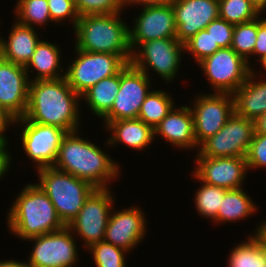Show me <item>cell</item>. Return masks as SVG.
Masks as SVG:
<instances>
[{"instance_id":"1","label":"cell","mask_w":266,"mask_h":267,"mask_svg":"<svg viewBox=\"0 0 266 267\" xmlns=\"http://www.w3.org/2000/svg\"><path fill=\"white\" fill-rule=\"evenodd\" d=\"M80 101L81 97L70 87L65 77L32 80L24 117L35 123L73 132L80 127Z\"/></svg>"},{"instance_id":"2","label":"cell","mask_w":266,"mask_h":267,"mask_svg":"<svg viewBox=\"0 0 266 267\" xmlns=\"http://www.w3.org/2000/svg\"><path fill=\"white\" fill-rule=\"evenodd\" d=\"M78 132H68L64 136L53 167L95 188H110V182L121 175L119 163L90 140L78 136Z\"/></svg>"},{"instance_id":"3","label":"cell","mask_w":266,"mask_h":267,"mask_svg":"<svg viewBox=\"0 0 266 267\" xmlns=\"http://www.w3.org/2000/svg\"><path fill=\"white\" fill-rule=\"evenodd\" d=\"M15 198L7 213L8 231L23 241L66 226L49 197L36 183L27 184Z\"/></svg>"},{"instance_id":"4","label":"cell","mask_w":266,"mask_h":267,"mask_svg":"<svg viewBox=\"0 0 266 267\" xmlns=\"http://www.w3.org/2000/svg\"><path fill=\"white\" fill-rule=\"evenodd\" d=\"M122 13L81 16L73 28L75 48L89 52L132 55L129 27L121 19Z\"/></svg>"},{"instance_id":"5","label":"cell","mask_w":266,"mask_h":267,"mask_svg":"<svg viewBox=\"0 0 266 267\" xmlns=\"http://www.w3.org/2000/svg\"><path fill=\"white\" fill-rule=\"evenodd\" d=\"M37 175L39 183L36 184L49 197L66 226L77 216L86 199L96 189L89 182L53 166L38 169Z\"/></svg>"},{"instance_id":"6","label":"cell","mask_w":266,"mask_h":267,"mask_svg":"<svg viewBox=\"0 0 266 267\" xmlns=\"http://www.w3.org/2000/svg\"><path fill=\"white\" fill-rule=\"evenodd\" d=\"M74 51L77 58L67 66L65 79L80 97L102 79L119 74L132 58V55L89 52L76 48Z\"/></svg>"},{"instance_id":"7","label":"cell","mask_w":266,"mask_h":267,"mask_svg":"<svg viewBox=\"0 0 266 267\" xmlns=\"http://www.w3.org/2000/svg\"><path fill=\"white\" fill-rule=\"evenodd\" d=\"M185 46L176 38L156 39L142 42L132 52L130 63L143 71L149 78V68L166 83L174 80L182 65V55Z\"/></svg>"},{"instance_id":"8","label":"cell","mask_w":266,"mask_h":267,"mask_svg":"<svg viewBox=\"0 0 266 267\" xmlns=\"http://www.w3.org/2000/svg\"><path fill=\"white\" fill-rule=\"evenodd\" d=\"M110 188H96L86 199L77 216L67 225L73 234L81 237L83 247L104 241L105 230L111 210L114 206V196Z\"/></svg>"},{"instance_id":"9","label":"cell","mask_w":266,"mask_h":267,"mask_svg":"<svg viewBox=\"0 0 266 267\" xmlns=\"http://www.w3.org/2000/svg\"><path fill=\"white\" fill-rule=\"evenodd\" d=\"M213 93L233 94L247 80L253 65L233 51L231 47L220 48L198 63Z\"/></svg>"},{"instance_id":"10","label":"cell","mask_w":266,"mask_h":267,"mask_svg":"<svg viewBox=\"0 0 266 267\" xmlns=\"http://www.w3.org/2000/svg\"><path fill=\"white\" fill-rule=\"evenodd\" d=\"M255 134L253 120L234 114L213 136L200 145L198 154L202 157H242L245 158Z\"/></svg>"},{"instance_id":"11","label":"cell","mask_w":266,"mask_h":267,"mask_svg":"<svg viewBox=\"0 0 266 267\" xmlns=\"http://www.w3.org/2000/svg\"><path fill=\"white\" fill-rule=\"evenodd\" d=\"M74 236V237H73ZM68 226L29 238L34 242L28 259L30 267H74L79 261L76 238Z\"/></svg>"},{"instance_id":"12","label":"cell","mask_w":266,"mask_h":267,"mask_svg":"<svg viewBox=\"0 0 266 267\" xmlns=\"http://www.w3.org/2000/svg\"><path fill=\"white\" fill-rule=\"evenodd\" d=\"M14 124L22 127L21 145L25 155L36 164L35 169L52 167L68 132L55 126L29 121L25 117L14 120Z\"/></svg>"},{"instance_id":"13","label":"cell","mask_w":266,"mask_h":267,"mask_svg":"<svg viewBox=\"0 0 266 267\" xmlns=\"http://www.w3.org/2000/svg\"><path fill=\"white\" fill-rule=\"evenodd\" d=\"M151 80L131 63L120 72V88L111 110L102 118L104 127L111 121L137 119L142 103L151 91Z\"/></svg>"},{"instance_id":"14","label":"cell","mask_w":266,"mask_h":267,"mask_svg":"<svg viewBox=\"0 0 266 267\" xmlns=\"http://www.w3.org/2000/svg\"><path fill=\"white\" fill-rule=\"evenodd\" d=\"M189 106L194 124V135L199 146L215 135L234 114V98L228 93L197 95Z\"/></svg>"},{"instance_id":"15","label":"cell","mask_w":266,"mask_h":267,"mask_svg":"<svg viewBox=\"0 0 266 267\" xmlns=\"http://www.w3.org/2000/svg\"><path fill=\"white\" fill-rule=\"evenodd\" d=\"M195 179L227 190L242 188L248 164L242 157H202L196 152Z\"/></svg>"},{"instance_id":"16","label":"cell","mask_w":266,"mask_h":267,"mask_svg":"<svg viewBox=\"0 0 266 267\" xmlns=\"http://www.w3.org/2000/svg\"><path fill=\"white\" fill-rule=\"evenodd\" d=\"M129 26V42L132 52L142 43L156 39L176 38L175 13L171 3L144 6Z\"/></svg>"},{"instance_id":"17","label":"cell","mask_w":266,"mask_h":267,"mask_svg":"<svg viewBox=\"0 0 266 267\" xmlns=\"http://www.w3.org/2000/svg\"><path fill=\"white\" fill-rule=\"evenodd\" d=\"M117 211L114 207L111 210L104 241L129 253L145 238L147 219L145 212L135 205Z\"/></svg>"},{"instance_id":"18","label":"cell","mask_w":266,"mask_h":267,"mask_svg":"<svg viewBox=\"0 0 266 267\" xmlns=\"http://www.w3.org/2000/svg\"><path fill=\"white\" fill-rule=\"evenodd\" d=\"M30 81L25 67L0 58V106L13 120L25 115Z\"/></svg>"},{"instance_id":"19","label":"cell","mask_w":266,"mask_h":267,"mask_svg":"<svg viewBox=\"0 0 266 267\" xmlns=\"http://www.w3.org/2000/svg\"><path fill=\"white\" fill-rule=\"evenodd\" d=\"M176 39L185 44L213 20L219 18L218 0H172Z\"/></svg>"},{"instance_id":"20","label":"cell","mask_w":266,"mask_h":267,"mask_svg":"<svg viewBox=\"0 0 266 267\" xmlns=\"http://www.w3.org/2000/svg\"><path fill=\"white\" fill-rule=\"evenodd\" d=\"M161 136L169 144L180 149L199 148L194 135L192 112L187 105L173 107L155 127L154 137Z\"/></svg>"},{"instance_id":"21","label":"cell","mask_w":266,"mask_h":267,"mask_svg":"<svg viewBox=\"0 0 266 267\" xmlns=\"http://www.w3.org/2000/svg\"><path fill=\"white\" fill-rule=\"evenodd\" d=\"M263 74L257 75L252 68L244 84L232 94L237 115L254 121L266 112V78ZM256 75L262 76L258 79Z\"/></svg>"},{"instance_id":"22","label":"cell","mask_w":266,"mask_h":267,"mask_svg":"<svg viewBox=\"0 0 266 267\" xmlns=\"http://www.w3.org/2000/svg\"><path fill=\"white\" fill-rule=\"evenodd\" d=\"M35 28L19 23L15 20L12 29L5 40L2 37V58L17 65L26 67L35 52L36 45L42 35L37 34Z\"/></svg>"},{"instance_id":"23","label":"cell","mask_w":266,"mask_h":267,"mask_svg":"<svg viewBox=\"0 0 266 267\" xmlns=\"http://www.w3.org/2000/svg\"><path fill=\"white\" fill-rule=\"evenodd\" d=\"M111 137L106 140L107 146L121 143L133 150L146 149L154 141V129L140 119H121L111 121L106 127Z\"/></svg>"},{"instance_id":"24","label":"cell","mask_w":266,"mask_h":267,"mask_svg":"<svg viewBox=\"0 0 266 267\" xmlns=\"http://www.w3.org/2000/svg\"><path fill=\"white\" fill-rule=\"evenodd\" d=\"M61 46L59 44L50 43L48 41L40 40L36 45L35 52L32 55L31 60L25 67L30 77L29 72H33L35 69L36 74L32 80H48L59 79L65 77V69L61 67ZM31 67V69H30ZM30 69V71H29ZM63 71V72H62Z\"/></svg>"},{"instance_id":"25","label":"cell","mask_w":266,"mask_h":267,"mask_svg":"<svg viewBox=\"0 0 266 267\" xmlns=\"http://www.w3.org/2000/svg\"><path fill=\"white\" fill-rule=\"evenodd\" d=\"M120 88V73L102 79L88 89L81 99L85 100L89 110L98 118H103L113 106L115 97Z\"/></svg>"},{"instance_id":"26","label":"cell","mask_w":266,"mask_h":267,"mask_svg":"<svg viewBox=\"0 0 266 267\" xmlns=\"http://www.w3.org/2000/svg\"><path fill=\"white\" fill-rule=\"evenodd\" d=\"M257 206L243 188L227 190L218 209L216 223L238 222L256 213Z\"/></svg>"},{"instance_id":"27","label":"cell","mask_w":266,"mask_h":267,"mask_svg":"<svg viewBox=\"0 0 266 267\" xmlns=\"http://www.w3.org/2000/svg\"><path fill=\"white\" fill-rule=\"evenodd\" d=\"M174 106L171 94L164 90L153 89L142 103L138 119L155 129Z\"/></svg>"},{"instance_id":"28","label":"cell","mask_w":266,"mask_h":267,"mask_svg":"<svg viewBox=\"0 0 266 267\" xmlns=\"http://www.w3.org/2000/svg\"><path fill=\"white\" fill-rule=\"evenodd\" d=\"M228 260V267H266L263 245L255 234L234 246Z\"/></svg>"},{"instance_id":"29","label":"cell","mask_w":266,"mask_h":267,"mask_svg":"<svg viewBox=\"0 0 266 267\" xmlns=\"http://www.w3.org/2000/svg\"><path fill=\"white\" fill-rule=\"evenodd\" d=\"M14 9L15 20L32 28L52 22L47 0H17Z\"/></svg>"},{"instance_id":"30","label":"cell","mask_w":266,"mask_h":267,"mask_svg":"<svg viewBox=\"0 0 266 267\" xmlns=\"http://www.w3.org/2000/svg\"><path fill=\"white\" fill-rule=\"evenodd\" d=\"M200 183L202 185L199 187L196 194H194L195 207L199 215L207 219L210 218L209 220L216 223L218 209L227 189L208 185L201 181Z\"/></svg>"},{"instance_id":"31","label":"cell","mask_w":266,"mask_h":267,"mask_svg":"<svg viewBox=\"0 0 266 267\" xmlns=\"http://www.w3.org/2000/svg\"><path fill=\"white\" fill-rule=\"evenodd\" d=\"M257 33L258 17L252 21L236 24L234 26L231 48L245 59L249 66L251 65L249 60L256 44Z\"/></svg>"},{"instance_id":"32","label":"cell","mask_w":266,"mask_h":267,"mask_svg":"<svg viewBox=\"0 0 266 267\" xmlns=\"http://www.w3.org/2000/svg\"><path fill=\"white\" fill-rule=\"evenodd\" d=\"M219 18L233 25L252 21L260 16L248 0H218Z\"/></svg>"},{"instance_id":"33","label":"cell","mask_w":266,"mask_h":267,"mask_svg":"<svg viewBox=\"0 0 266 267\" xmlns=\"http://www.w3.org/2000/svg\"><path fill=\"white\" fill-rule=\"evenodd\" d=\"M92 255L96 267H126L127 251L111 243L100 241L87 248Z\"/></svg>"},{"instance_id":"34","label":"cell","mask_w":266,"mask_h":267,"mask_svg":"<svg viewBox=\"0 0 266 267\" xmlns=\"http://www.w3.org/2000/svg\"><path fill=\"white\" fill-rule=\"evenodd\" d=\"M184 46L185 52L191 54L197 64L220 49L206 29L199 31Z\"/></svg>"},{"instance_id":"35","label":"cell","mask_w":266,"mask_h":267,"mask_svg":"<svg viewBox=\"0 0 266 267\" xmlns=\"http://www.w3.org/2000/svg\"><path fill=\"white\" fill-rule=\"evenodd\" d=\"M79 16L123 12L122 0H74Z\"/></svg>"},{"instance_id":"36","label":"cell","mask_w":266,"mask_h":267,"mask_svg":"<svg viewBox=\"0 0 266 267\" xmlns=\"http://www.w3.org/2000/svg\"><path fill=\"white\" fill-rule=\"evenodd\" d=\"M47 3L53 24L63 23L62 21L69 19L73 28L75 27L80 16L74 0H47Z\"/></svg>"},{"instance_id":"37","label":"cell","mask_w":266,"mask_h":267,"mask_svg":"<svg viewBox=\"0 0 266 267\" xmlns=\"http://www.w3.org/2000/svg\"><path fill=\"white\" fill-rule=\"evenodd\" d=\"M234 26L224 19L217 18L210 22L205 29L211 35L214 44L220 48H228L232 45Z\"/></svg>"},{"instance_id":"38","label":"cell","mask_w":266,"mask_h":267,"mask_svg":"<svg viewBox=\"0 0 266 267\" xmlns=\"http://www.w3.org/2000/svg\"><path fill=\"white\" fill-rule=\"evenodd\" d=\"M245 160L248 164V170L266 168V135L254 134Z\"/></svg>"},{"instance_id":"39","label":"cell","mask_w":266,"mask_h":267,"mask_svg":"<svg viewBox=\"0 0 266 267\" xmlns=\"http://www.w3.org/2000/svg\"><path fill=\"white\" fill-rule=\"evenodd\" d=\"M257 56L258 60H261L266 56V17H258V33L257 40L253 50L252 56Z\"/></svg>"},{"instance_id":"40","label":"cell","mask_w":266,"mask_h":267,"mask_svg":"<svg viewBox=\"0 0 266 267\" xmlns=\"http://www.w3.org/2000/svg\"><path fill=\"white\" fill-rule=\"evenodd\" d=\"M8 145H6L1 151H0V179L4 176H6V173L8 172L10 166H11V154L10 150L7 149Z\"/></svg>"},{"instance_id":"41","label":"cell","mask_w":266,"mask_h":267,"mask_svg":"<svg viewBox=\"0 0 266 267\" xmlns=\"http://www.w3.org/2000/svg\"><path fill=\"white\" fill-rule=\"evenodd\" d=\"M172 0H122V6L123 9L126 8V6L130 5H141L144 6H154V5H165L168 3H171Z\"/></svg>"},{"instance_id":"42","label":"cell","mask_w":266,"mask_h":267,"mask_svg":"<svg viewBox=\"0 0 266 267\" xmlns=\"http://www.w3.org/2000/svg\"><path fill=\"white\" fill-rule=\"evenodd\" d=\"M14 126V120L11 116L0 106V134H5L9 126Z\"/></svg>"},{"instance_id":"43","label":"cell","mask_w":266,"mask_h":267,"mask_svg":"<svg viewBox=\"0 0 266 267\" xmlns=\"http://www.w3.org/2000/svg\"><path fill=\"white\" fill-rule=\"evenodd\" d=\"M255 134L266 135V112L256 118L254 121Z\"/></svg>"},{"instance_id":"44","label":"cell","mask_w":266,"mask_h":267,"mask_svg":"<svg viewBox=\"0 0 266 267\" xmlns=\"http://www.w3.org/2000/svg\"><path fill=\"white\" fill-rule=\"evenodd\" d=\"M254 234L260 239L262 245H266V221L258 224V227L255 228Z\"/></svg>"},{"instance_id":"45","label":"cell","mask_w":266,"mask_h":267,"mask_svg":"<svg viewBox=\"0 0 266 267\" xmlns=\"http://www.w3.org/2000/svg\"><path fill=\"white\" fill-rule=\"evenodd\" d=\"M0 267H30L28 263L26 262H20V261H15V260H3L0 261Z\"/></svg>"},{"instance_id":"46","label":"cell","mask_w":266,"mask_h":267,"mask_svg":"<svg viewBox=\"0 0 266 267\" xmlns=\"http://www.w3.org/2000/svg\"><path fill=\"white\" fill-rule=\"evenodd\" d=\"M255 10L260 14L266 10V0H248Z\"/></svg>"},{"instance_id":"47","label":"cell","mask_w":266,"mask_h":267,"mask_svg":"<svg viewBox=\"0 0 266 267\" xmlns=\"http://www.w3.org/2000/svg\"><path fill=\"white\" fill-rule=\"evenodd\" d=\"M9 140L6 135L0 134V151L7 145L9 144Z\"/></svg>"},{"instance_id":"48","label":"cell","mask_w":266,"mask_h":267,"mask_svg":"<svg viewBox=\"0 0 266 267\" xmlns=\"http://www.w3.org/2000/svg\"><path fill=\"white\" fill-rule=\"evenodd\" d=\"M259 63H261L262 69L266 70V56L259 60Z\"/></svg>"},{"instance_id":"49","label":"cell","mask_w":266,"mask_h":267,"mask_svg":"<svg viewBox=\"0 0 266 267\" xmlns=\"http://www.w3.org/2000/svg\"><path fill=\"white\" fill-rule=\"evenodd\" d=\"M2 36V35H0ZM1 40H2V37H0V58L2 57V47H1Z\"/></svg>"},{"instance_id":"50","label":"cell","mask_w":266,"mask_h":267,"mask_svg":"<svg viewBox=\"0 0 266 267\" xmlns=\"http://www.w3.org/2000/svg\"><path fill=\"white\" fill-rule=\"evenodd\" d=\"M263 250H264V253H265V257H266V245H263Z\"/></svg>"}]
</instances>
